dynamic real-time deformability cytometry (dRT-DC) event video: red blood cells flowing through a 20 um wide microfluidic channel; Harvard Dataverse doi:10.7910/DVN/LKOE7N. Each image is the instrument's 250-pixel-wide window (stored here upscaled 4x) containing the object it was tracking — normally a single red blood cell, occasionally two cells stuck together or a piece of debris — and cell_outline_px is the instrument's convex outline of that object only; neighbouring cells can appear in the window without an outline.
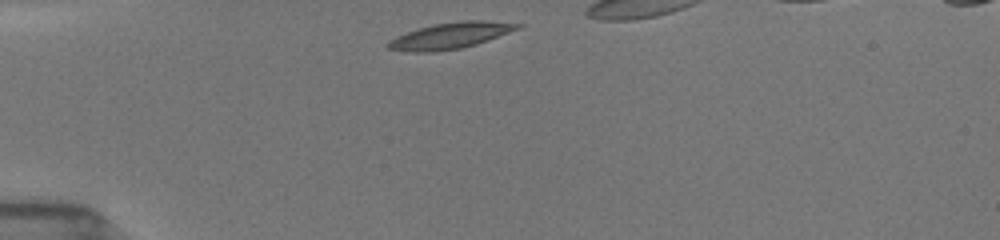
{"species": "common noctule bat (a hibernating species)", "species_latin": "Nyctalus noctula", "temperature_condition": "room temperature", "stored_images_in_passage": 27, "camera_frame_rate_fps": 3000, "um_per_image_px": 0.085, "animal": {"sex": "female", "body_mass_g": 19.5, "forearm_length_mm": 54.1}, "frame": {"image": 1, "passage_image": 1, "time_ms": 0.0, "image_size_px": [1000, 240], "cell_outline_px": [[524, 24], [520, 28], [476, 44], [460, 48], [432, 52], [408, 52], [388, 48], [384, 44], [388, 40], [396, 36], [432, 24], [460, 20], [484, 20]], "centroid_in_image_um": [38.25, 3.02], "position_along_channel_um": 46.8, "area_um2": 19.71}}
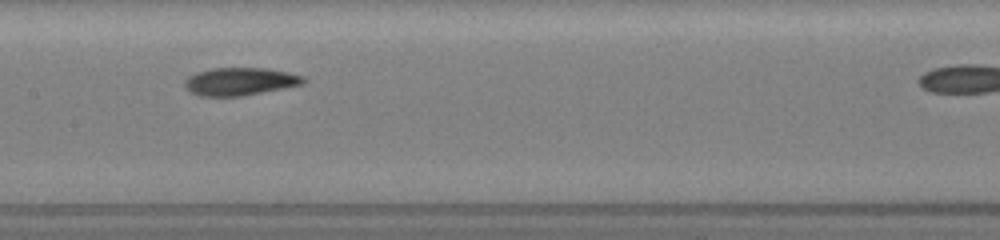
{"frame": {"image": 2, "passage_image": 14, "time_ms": 4.333, "image_size_px": [1000, 240], "cell_outline_px": [[308, 80], [304, 84], [284, 88], [240, 96], [200, 96], [188, 92], [184, 84], [184, 80], [188, 76], [196, 72], [212, 68], [264, 68], [288, 72], [304, 76]], "centroid_in_image_um": [20.39, 6.92], "position_along_channel_um": 187.0, "area_um2": 19.36}}
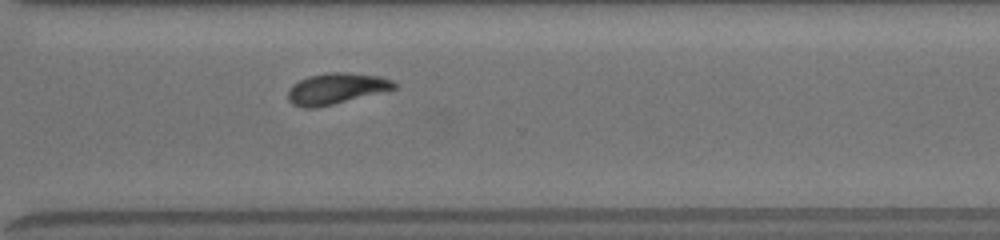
{"frame": {"image": 3, "passage_image": 26, "time_ms": 8.333, "image_size_px": [1000, 240], "cell_outline_px": [[396, 88], [316, 108], [304, 108], [292, 104], [288, 100], [288, 88], [292, 84], [308, 76], [328, 72], [348, 72], [380, 76], [392, 80], [396, 84]], "centroid_in_image_um": [28.52, 7.52], "position_along_channel_um": 342.1, "area_um2": 19.07}}